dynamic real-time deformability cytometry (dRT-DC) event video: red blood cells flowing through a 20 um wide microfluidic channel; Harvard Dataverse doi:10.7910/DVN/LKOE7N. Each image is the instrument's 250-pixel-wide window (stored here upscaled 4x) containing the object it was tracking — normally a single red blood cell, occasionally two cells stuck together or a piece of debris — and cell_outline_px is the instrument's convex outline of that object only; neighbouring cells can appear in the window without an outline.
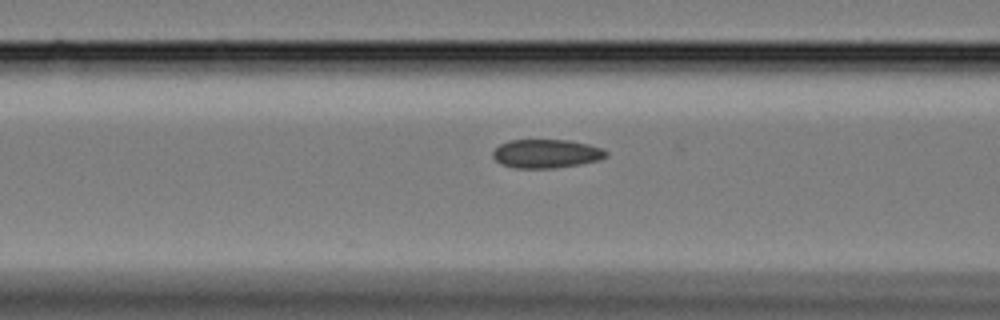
{"species": "Egyptian fruit bat (a non-hibernating species)", "species_latin": "Rousettus aegyptiacus", "temperature_condition": "cold", "stored_images_in_passage": 9, "camera_frame_rate_fps": 3000, "um_per_image_px": 0.085, "animal": {"sex": "female"}, "frame": {"image": 1, "passage_image": 7, "time_ms": 2.0, "image_size_px": [1000, 320], "cell_outline_px": [[608, 156], [600, 160], [580, 164], [556, 168], [516, 168], [500, 164], [492, 156], [492, 152], [500, 144], [508, 140], [568, 140], [588, 144], [604, 148], [608, 152]], "centroid_in_image_um": [46.46, 13.06], "position_along_channel_um": 120.1, "area_um2": 19.13}}